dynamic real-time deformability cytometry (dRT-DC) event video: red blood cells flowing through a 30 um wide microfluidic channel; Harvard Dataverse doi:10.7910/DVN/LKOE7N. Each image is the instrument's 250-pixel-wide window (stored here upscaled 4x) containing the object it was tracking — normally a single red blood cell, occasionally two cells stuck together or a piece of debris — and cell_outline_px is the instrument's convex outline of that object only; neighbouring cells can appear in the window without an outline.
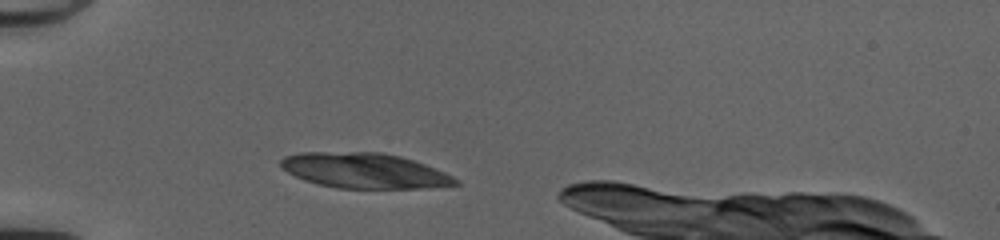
{"species": "common noctule bat (a hibernating species)", "species_latin": "Nyctalus noctula", "temperature_condition": "cold", "stored_images_in_passage": 38, "camera_frame_rate_fps": 3000, "um_per_image_px": 0.085, "animal": {"sex": "female", "body_mass_g": 20.0, "forearm_length_mm": 54.0}, "frame": {"image": 1, "passage_image": 6, "time_ms": 1.667, "image_size_px": [1000, 240], "cell_outline_px": [[460, 184], [424, 188], [336, 188], [304, 180], [280, 168], [280, 160], [284, 156], [300, 152], [380, 152], [400, 156], [424, 164], [444, 172], [460, 180]], "centroid_in_image_um": [30.96, 14.5], "position_along_channel_um": 54.0, "area_um2": 35.78}}
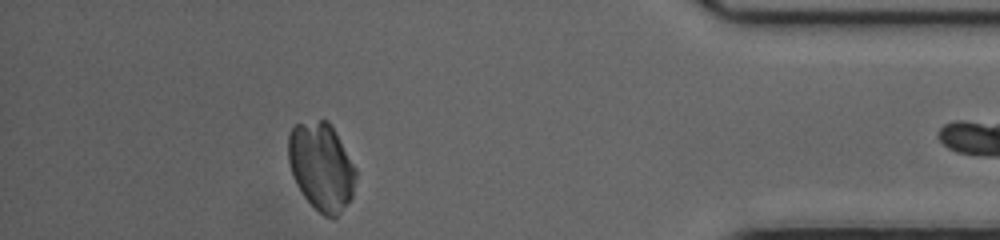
{"frame": {"image": 2, "passage_image": 36, "time_ms": 11.667, "image_size_px": [1000, 240], "cell_outline_px": [[356, 176], [352, 196], [340, 212], [336, 216], [324, 216], [304, 196], [296, 184], [292, 176], [288, 160], [288, 136], [292, 128], [296, 124], [320, 120], [328, 120], [336, 132], [356, 168]], "centroid_in_image_um": [27.31, 14.13], "position_along_channel_um": 407.9, "area_um2": 34.28}}